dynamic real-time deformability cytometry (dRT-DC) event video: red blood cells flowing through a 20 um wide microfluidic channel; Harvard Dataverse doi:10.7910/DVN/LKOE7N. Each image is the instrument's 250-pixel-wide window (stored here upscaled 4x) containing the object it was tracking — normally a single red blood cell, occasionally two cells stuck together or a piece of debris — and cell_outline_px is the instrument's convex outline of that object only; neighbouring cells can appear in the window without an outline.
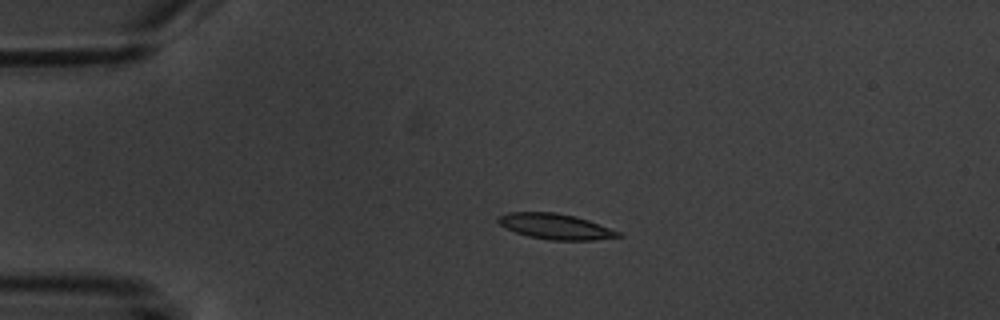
{"species": "common noctule bat (a hibernating species)", "species_latin": "Nyctalus noctula", "temperature_condition": "warm", "stored_images_in_passage": 4, "camera_frame_rate_fps": 3000, "um_per_image_px": 0.085, "animal": {"sex": "male", "body_mass_g": 20.1, "forearm_length_mm": 53.5}, "frame": {"image": 1, "passage_image": 3, "time_ms": 2.333, "image_size_px": [1000, 320], "cell_outline_px": [[624, 236], [592, 240], [548, 240], [528, 236], [504, 228], [496, 220], [496, 216], [508, 212], [556, 212], [576, 216], [588, 220], [620, 232]], "centroid_in_image_um": [47.17, 19.24], "position_along_channel_um": 37.8, "area_um2": 17.98}}